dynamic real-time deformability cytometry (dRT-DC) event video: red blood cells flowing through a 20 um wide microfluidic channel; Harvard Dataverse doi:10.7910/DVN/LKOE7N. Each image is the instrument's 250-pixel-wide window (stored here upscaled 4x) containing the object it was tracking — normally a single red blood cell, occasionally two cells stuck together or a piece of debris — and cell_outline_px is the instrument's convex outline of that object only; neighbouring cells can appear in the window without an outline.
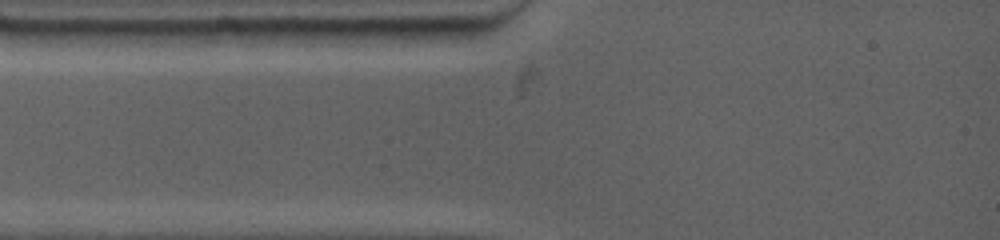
{"species": "common noctule bat (a hibernating species)", "species_latin": "Nyctalus noctula", "temperature_condition": "warm", "stored_images_in_passage": 3, "camera_frame_rate_fps": 4500, "um_per_image_px": 0.085, "animal": {"sex": "female", "body_mass_g": 19.0, "forearm_length_mm": 53.3}, "frame": {"image": 1, "passage_image": 1, "time_ms": 0.0, "image_size_px": [1000, 240], "cell_outline_px": [[476, 28], [472, 36], [452, 44], [416, 48], [400, 44], [384, 36], [376, 28]], "centroid_in_image_um": [36.27, 3.06], "position_along_channel_um": 48.7, "area_um2": 10.23}}